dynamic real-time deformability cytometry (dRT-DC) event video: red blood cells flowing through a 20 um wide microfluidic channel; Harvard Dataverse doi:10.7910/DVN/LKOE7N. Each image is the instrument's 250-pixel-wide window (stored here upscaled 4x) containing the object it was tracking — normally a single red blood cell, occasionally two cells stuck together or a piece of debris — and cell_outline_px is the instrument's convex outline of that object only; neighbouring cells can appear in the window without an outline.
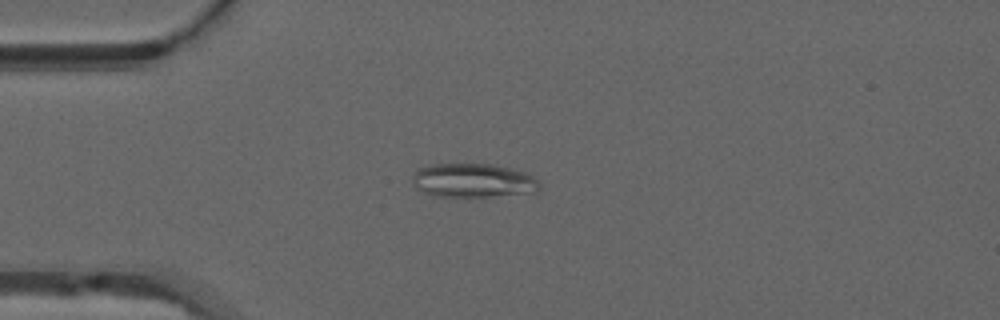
{"species": "common noctule bat (a hibernating species)", "species_latin": "Nyctalus noctula", "temperature_condition": "warm", "stored_images_in_passage": 51, "camera_frame_rate_fps": 3000, "um_per_image_px": 0.085, "animal": {"sex": "male", "forearm_length_mm": 52.5}, "frame": {"image": 1, "passage_image": 13, "time_ms": 4.0, "image_size_px": [1000, 320], "cell_outline_px": [[540, 188], [536, 192], [492, 196], [436, 196], [424, 192], [416, 188], [412, 180], [412, 172], [416, 168], [432, 164], [492, 164], [524, 172], [532, 176], [540, 184]], "centroid_in_image_um": [40.16, 15.33], "position_along_channel_um": 44.8, "area_um2": 25.09}}
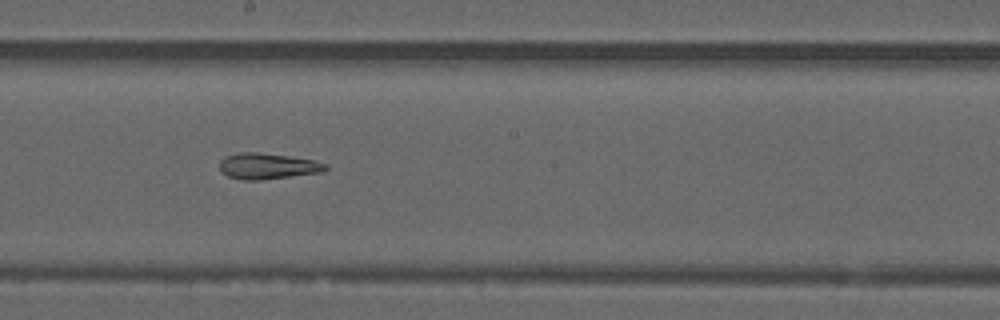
{"frame": {"image": 2, "passage_image": 28, "time_ms": 9.0, "image_size_px": [1000, 320], "cell_outline_px": [[328, 168], [324, 172], [260, 180], [244, 180], [228, 176], [220, 172], [220, 160], [224, 156], [236, 152], [256, 152], [288, 156], [312, 160], [328, 164]], "centroid_in_image_um": [22.72, 14.12], "position_along_channel_um": 225.5, "area_um2": 16.13}}
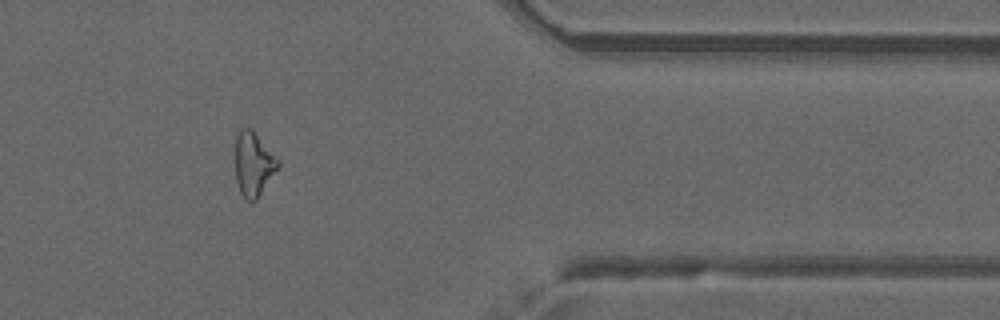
{"frame": {"image": 3, "passage_image": 42, "time_ms": 13.667, "image_size_px": [1000, 320], "cell_outline_px": [[280, 164], [256, 200], [248, 200], [240, 192], [236, 180], [236, 136], [240, 128], [252, 128], [280, 160]], "centroid_in_image_um": [21.55, 13.9], "position_along_channel_um": 389.9, "area_um2": 15.78}, "authors_computed_cell_mechanics": {"area_um2": 18.2648, "velocity_mm_per_s": 3.9935, "shape_relaxation_time_tau1_ms": null, "shape_relaxation_time_tau2_ms": 4.7109, "deformation_change_tau1": null, "deformation_change_tau2": 0.1438}}